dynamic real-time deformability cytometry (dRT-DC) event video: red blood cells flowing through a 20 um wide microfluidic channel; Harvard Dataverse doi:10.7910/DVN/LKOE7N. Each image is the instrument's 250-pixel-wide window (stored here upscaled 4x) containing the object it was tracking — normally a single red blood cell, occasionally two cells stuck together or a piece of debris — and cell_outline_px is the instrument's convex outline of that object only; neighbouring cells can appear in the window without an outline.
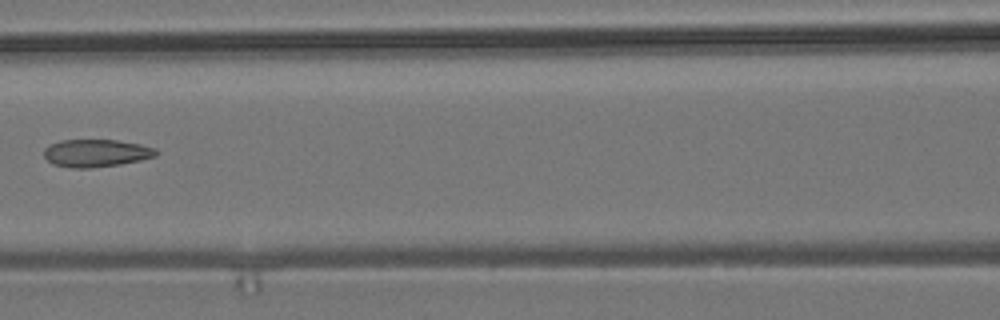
{"species": "common noctule bat (a hibernating species)", "species_latin": "Nyctalus noctula", "temperature_condition": "room temperature", "stored_images_in_passage": 3, "camera_frame_rate_fps": 3000, "um_per_image_px": 0.085, "animal": {"sex": "male", "body_mass_g": 19.2, "forearm_length_mm": 51.8}, "frame": {"image": 1, "passage_image": 3, "time_ms": 2.333, "image_size_px": [1000, 320], "cell_outline_px": [[160, 152], [156, 156], [140, 160], [120, 164], [88, 168], [72, 168], [52, 164], [44, 156], [44, 148], [60, 140], [116, 140], [140, 144], [156, 148]], "centroid_in_image_um": [8.19, 13.01], "position_along_channel_um": 158.4, "area_um2": 18.03}}